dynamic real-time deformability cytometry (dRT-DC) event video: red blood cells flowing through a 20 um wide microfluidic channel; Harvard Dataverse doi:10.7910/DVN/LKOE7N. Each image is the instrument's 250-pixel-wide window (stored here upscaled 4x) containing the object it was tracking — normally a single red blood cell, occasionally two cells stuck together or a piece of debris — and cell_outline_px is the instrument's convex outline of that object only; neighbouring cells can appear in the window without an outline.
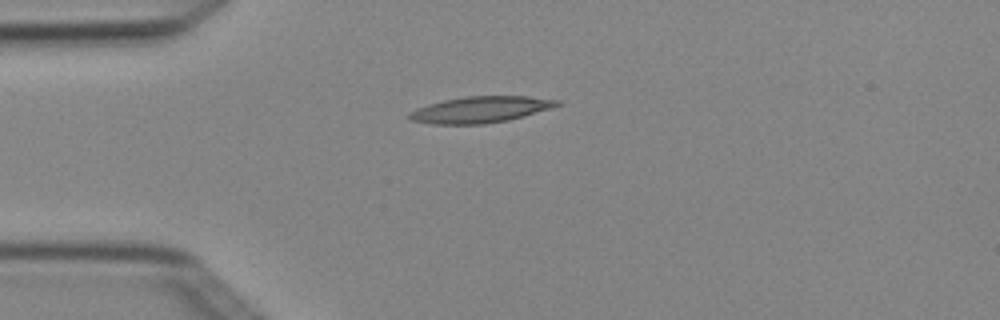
{"species": "Egyptian fruit bat (a non-hibernating species)", "species_latin": "Rousettus aegyptiacus", "temperature_condition": "cold", "stored_images_in_passage": 1, "camera_frame_rate_fps": 3000, "um_per_image_px": 0.085, "animal": {"sex": "female"}, "frame": {"image": 1, "passage_image": 1, "time_ms": 0.0, "image_size_px": [1000, 320], "cell_outline_px": [[560, 104], [552, 108], [524, 116], [508, 120], [484, 124], [432, 124], [412, 120], [408, 116], [408, 112], [416, 108], [428, 104], [444, 100], [464, 96], [528, 96], [560, 100]], "centroid_in_image_um": [40.84, 9.31], "position_along_channel_um": 44.2, "area_um2": 22.66}}